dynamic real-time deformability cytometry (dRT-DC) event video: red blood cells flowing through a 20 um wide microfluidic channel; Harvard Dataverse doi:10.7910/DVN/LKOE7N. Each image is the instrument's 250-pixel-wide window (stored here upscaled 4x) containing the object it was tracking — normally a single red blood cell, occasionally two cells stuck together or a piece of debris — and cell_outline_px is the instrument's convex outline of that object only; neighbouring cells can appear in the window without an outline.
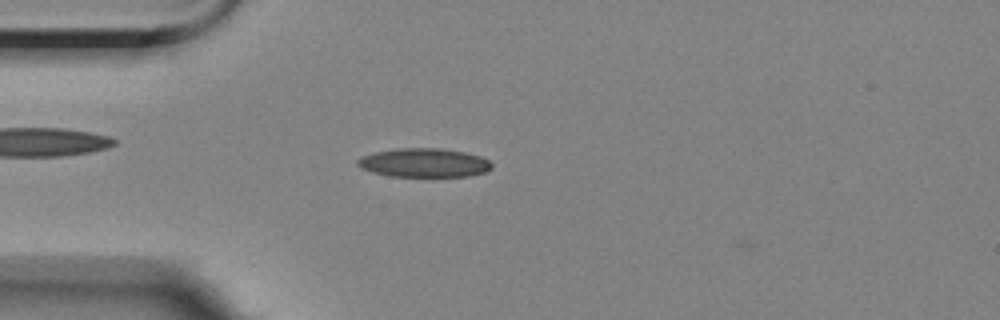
{"species": "Egyptian fruit bat (a non-hibernating species)", "species_latin": "Rousettus aegyptiacus", "temperature_condition": "room temperature", "stored_images_in_passage": 3, "camera_frame_rate_fps": 3000, "um_per_image_px": 0.085, "animal": {"sex": "female"}, "frame": {"image": 1, "passage_image": 3, "time_ms": 3.0, "image_size_px": [1000, 320], "cell_outline_px": [[492, 168], [488, 172], [468, 176], [388, 176], [372, 172], [360, 168], [356, 164], [356, 160], [360, 156], [376, 152], [396, 148], [440, 148], [464, 152], [480, 156], [488, 160], [492, 164]], "centroid_in_image_um": [36.03, 13.83], "position_along_channel_um": 49.0, "area_um2": 22.72}}